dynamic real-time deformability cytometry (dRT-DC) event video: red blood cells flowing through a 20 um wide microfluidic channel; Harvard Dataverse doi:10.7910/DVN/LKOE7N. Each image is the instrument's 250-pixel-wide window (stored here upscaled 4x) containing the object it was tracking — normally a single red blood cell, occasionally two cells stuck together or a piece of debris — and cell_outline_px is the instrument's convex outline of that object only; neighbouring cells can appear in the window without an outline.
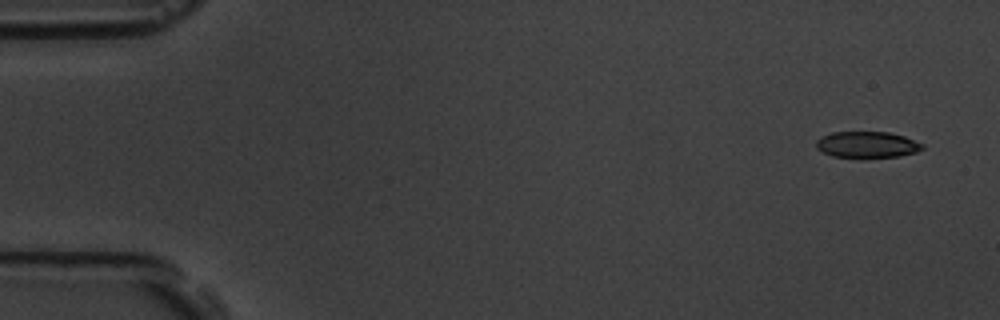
{"species": "common noctule bat (a hibernating species)", "species_latin": "Nyctalus noctula", "temperature_condition": "room temperature", "stored_images_in_passage": 5, "camera_frame_rate_fps": 3000, "um_per_image_px": 0.085, "animal": {"sex": "male", "body_mass_g": 19.5, "forearm_length_mm": 54.6}, "frame": {"image": 1, "passage_image": 1, "time_ms": 0.0, "image_size_px": [1000, 320], "cell_outline_px": [[924, 148], [916, 152], [900, 156], [864, 160], [860, 160], [832, 156], [816, 148], [816, 140], [832, 132], [888, 132], [904, 136], [924, 144]], "centroid_in_image_um": [73.71, 12.34], "position_along_channel_um": 11.3, "area_um2": 16.88}}